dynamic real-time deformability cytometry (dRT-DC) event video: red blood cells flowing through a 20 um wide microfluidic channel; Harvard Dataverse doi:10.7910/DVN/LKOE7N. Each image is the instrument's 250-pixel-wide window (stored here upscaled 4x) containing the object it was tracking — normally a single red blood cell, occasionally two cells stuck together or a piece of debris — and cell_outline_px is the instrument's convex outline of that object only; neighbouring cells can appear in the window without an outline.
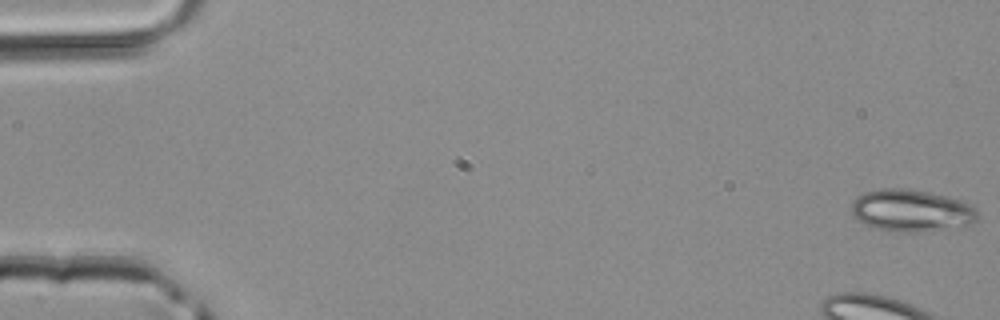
{"species": "common noctule bat (a hibernating species)", "species_latin": "Nyctalus noctula", "temperature_condition": "room temperature", "stored_images_in_passage": 3, "camera_frame_rate_fps": 3000, "um_per_image_px": 0.085, "animal": {"sex": "male", "body_mass_g": 20.4}, "frame": {"image": 1, "passage_image": 1, "time_ms": 0.0, "image_size_px": [1000, 320], "cell_outline_px": [[980, 216], [976, 220], [968, 224], [916, 232], [888, 232], [872, 228], [864, 224], [852, 212], [852, 200], [856, 196], [864, 192], [884, 188], [908, 188], [928, 192], [960, 200], [972, 204], [976, 208]], "centroid_in_image_um": [77.44, 17.89], "position_along_channel_um": 7.6, "area_um2": 30.92}}